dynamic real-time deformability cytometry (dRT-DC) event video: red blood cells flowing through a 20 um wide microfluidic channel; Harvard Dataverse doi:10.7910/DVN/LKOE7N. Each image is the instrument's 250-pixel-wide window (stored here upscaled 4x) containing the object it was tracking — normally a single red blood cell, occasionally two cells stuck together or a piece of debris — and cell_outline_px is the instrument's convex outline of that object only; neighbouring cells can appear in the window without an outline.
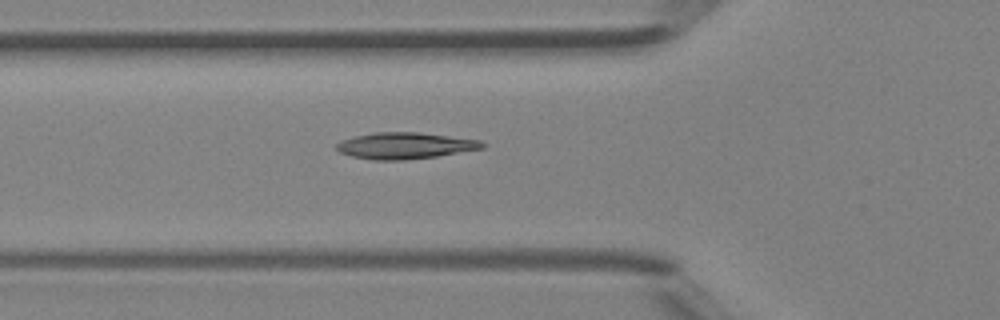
{"species": "Egyptian fruit bat (a non-hibernating species)", "species_latin": "Rousettus aegyptiacus", "temperature_condition": "room temperature", "stored_images_in_passage": 15, "camera_frame_rate_fps": 3000, "um_per_image_px": 0.085, "animal": {"sex": "female"}, "frame": {"image": 1, "passage_image": 2, "time_ms": 0.333, "image_size_px": [1000, 320], "cell_outline_px": [[484, 148], [436, 156], [404, 160], [372, 160], [352, 156], [340, 152], [336, 148], [336, 144], [340, 140], [356, 136], [376, 132], [420, 132], [480, 140], [484, 144]], "centroid_in_image_um": [34.4, 12.38], "position_along_channel_um": 91.4, "area_um2": 22.31}}
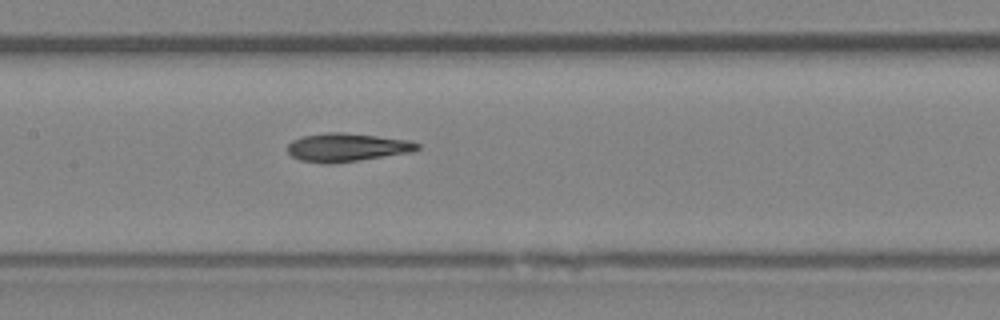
{"frame": {"image": 2, "passage_image": 8, "time_ms": 2.333, "image_size_px": [1000, 320], "cell_outline_px": [[420, 148], [412, 152], [360, 160], [328, 164], [320, 164], [300, 160], [292, 156], [288, 152], [288, 144], [292, 140], [300, 136], [328, 132], [340, 132], [412, 140], [420, 144]], "centroid_in_image_um": [29.48, 12.53], "position_along_channel_um": 177.9, "area_um2": 21.62}}
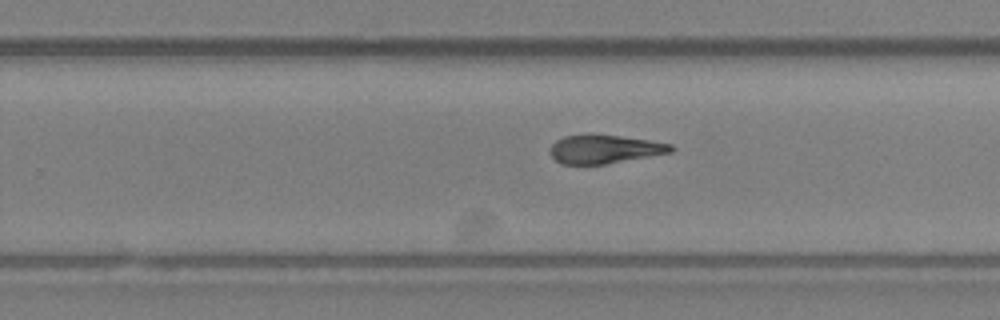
{"frame": {"image": 3, "passage_image": 15, "time_ms": 4.667, "image_size_px": [1000, 320], "cell_outline_px": [[676, 148], [672, 152], [604, 164], [560, 164], [548, 152], [552, 144], [556, 140], [564, 136], [620, 136], [648, 140], [672, 144]], "centroid_in_image_um": [51.39, 12.7], "position_along_channel_um": 278.4, "area_um2": 19.65}}